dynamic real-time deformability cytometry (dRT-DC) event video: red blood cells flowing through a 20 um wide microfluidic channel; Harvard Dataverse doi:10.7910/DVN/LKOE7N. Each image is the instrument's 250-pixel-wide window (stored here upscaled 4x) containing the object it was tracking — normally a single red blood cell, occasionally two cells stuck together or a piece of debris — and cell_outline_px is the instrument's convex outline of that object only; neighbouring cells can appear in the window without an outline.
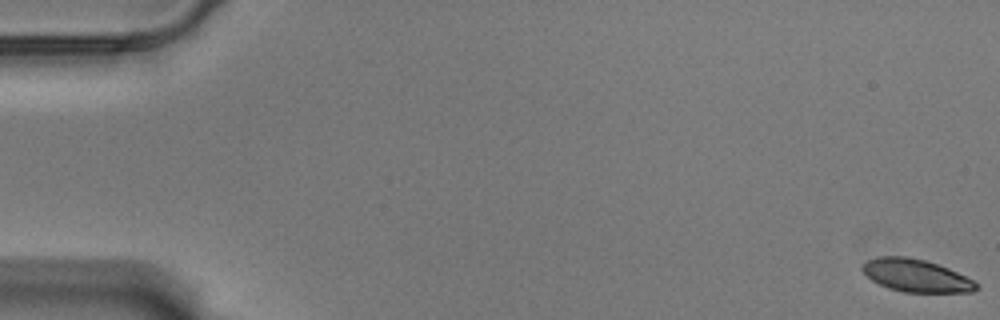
{"species": "Egyptian fruit bat (a non-hibernating species)", "species_latin": "Rousettus aegyptiacus", "temperature_condition": "warm", "stored_images_in_passage": 59, "camera_frame_rate_fps": 3000, "um_per_image_px": 0.085, "animal": {"sex": "male"}, "frame": {"image": 1, "passage_image": 1, "time_ms": 0.0, "image_size_px": [1000, 320], "cell_outline_px": [[980, 288], [972, 292], [904, 292], [888, 288], [872, 280], [860, 268], [868, 260], [880, 256], [908, 256], [924, 260], [948, 268], [980, 284]], "centroid_in_image_um": [77.88, 23.43], "position_along_channel_um": 7.1, "area_um2": 21.5}}
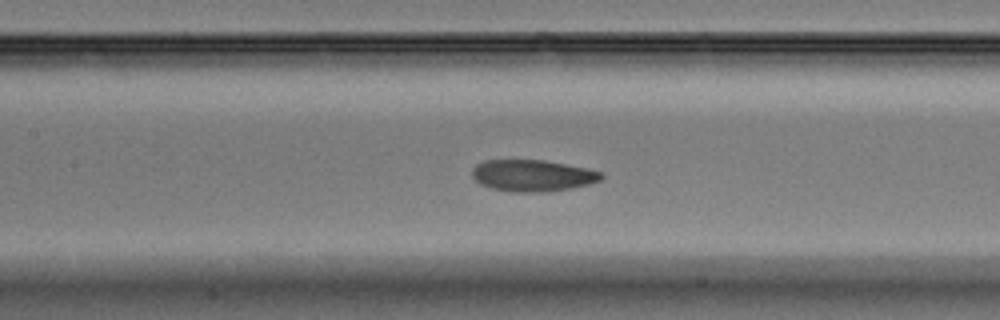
{"frame": {"image": 2, "passage_image": 28, "time_ms": 9.0, "image_size_px": [1000, 320], "cell_outline_px": [[604, 176], [600, 180], [588, 184], [572, 188], [544, 192], [512, 192], [492, 188], [480, 184], [472, 176], [472, 168], [476, 164], [484, 160], [544, 160], [588, 168], [600, 172]], "centroid_in_image_um": [45.25, 14.92], "position_along_channel_um": 162.1, "area_um2": 23.81}}
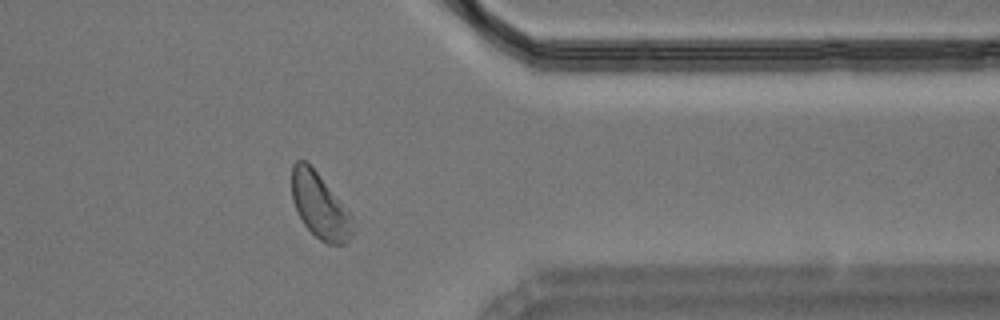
{"frame": {"image": 3, "passage_image": 48, "time_ms": 15.667, "image_size_px": [1000, 320], "cell_outline_px": [[356, 232], [344, 244], [328, 244], [320, 240], [304, 224], [292, 200], [292, 164], [296, 160], [304, 160], [316, 172], [352, 212]], "centroid_in_image_um": [27.24, 17.52], "position_along_channel_um": 384.2, "area_um2": 23.35}, "authors_computed_cell_mechanics": {"area_um2": 23.6402, "velocity_mm_per_s": 3.4896, "shape_relaxation_time_tau1_ms": 4.4313, "shape_relaxation_time_tau2_ms": 8.2418, "deformation_change_tau1": 0.1131, "deformation_change_tau2": 0.1118}}